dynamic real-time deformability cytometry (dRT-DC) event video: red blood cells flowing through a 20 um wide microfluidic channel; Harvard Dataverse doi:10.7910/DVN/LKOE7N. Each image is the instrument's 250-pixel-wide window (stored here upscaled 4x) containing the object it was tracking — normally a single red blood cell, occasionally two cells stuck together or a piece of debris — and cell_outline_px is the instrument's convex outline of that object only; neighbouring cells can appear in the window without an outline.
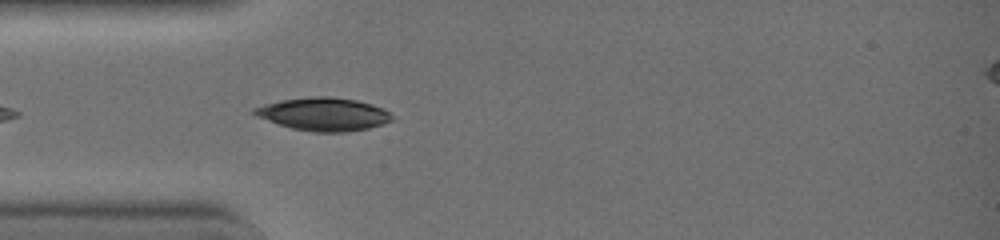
{"species": "common noctule bat (a hibernating species)", "species_latin": "Nyctalus noctula", "temperature_condition": "warm", "stored_images_in_passage": 5, "camera_frame_rate_fps": 3000, "um_per_image_px": 0.085, "animal": {"sex": "female", "body_mass_g": 19.0, "forearm_length_mm": 51.5}, "frame": {"image": 1, "passage_image": 5, "time_ms": 1.333, "image_size_px": [1000, 240], "cell_outline_px": [[392, 120], [368, 128], [344, 132], [312, 132], [292, 128], [256, 116], [252, 112], [252, 108], [264, 104], [280, 100], [312, 96], [328, 96], [356, 100], [372, 104], [388, 112], [392, 116]], "centroid_in_image_um": [27.46, 9.69], "position_along_channel_um": 57.5, "area_um2": 26.24}}